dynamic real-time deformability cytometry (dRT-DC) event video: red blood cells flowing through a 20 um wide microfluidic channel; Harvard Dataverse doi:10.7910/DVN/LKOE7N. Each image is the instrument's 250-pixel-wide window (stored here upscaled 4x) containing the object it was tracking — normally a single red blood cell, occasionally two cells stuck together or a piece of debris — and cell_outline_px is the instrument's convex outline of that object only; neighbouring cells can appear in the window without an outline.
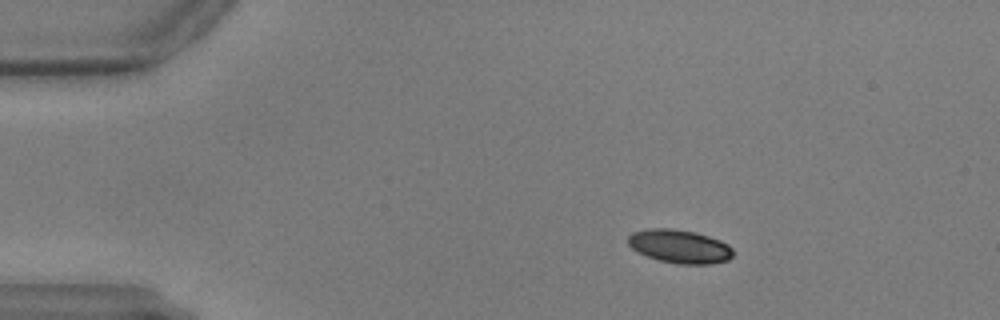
{"species": "common noctule bat (a hibernating species)", "species_latin": "Nyctalus noctula", "temperature_condition": "warm", "stored_images_in_passage": 50, "camera_frame_rate_fps": 3000, "um_per_image_px": 0.085, "animal": {"sex": "male", "body_mass_g": 17.9, "forearm_length_mm": 54.2}, "frame": {"image": 1, "passage_image": 1, "time_ms": 0.0, "image_size_px": [1000, 320], "cell_outline_px": [[732, 256], [728, 260], [708, 264], [680, 264], [660, 260], [648, 256], [632, 248], [628, 244], [628, 236], [632, 232], [648, 228], [672, 228], [696, 232], [720, 240], [728, 244], [732, 248]], "centroid_in_image_um": [57.77, 20.93], "position_along_channel_um": 27.2, "area_um2": 20.4}}
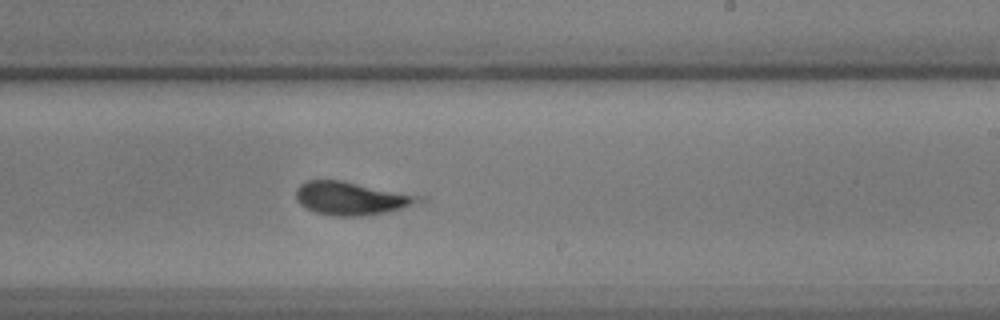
{"frame": {"image": 2, "passage_image": 27, "time_ms": 8.667, "image_size_px": [1000, 320], "cell_outline_px": [[428, 200], [388, 212], [364, 216], [336, 216], [316, 212], [300, 204], [296, 200], [296, 188], [300, 184], [308, 180], [344, 180], [428, 196]], "centroid_in_image_um": [29.97, 16.84], "position_along_channel_um": 259.0, "area_um2": 24.33}}
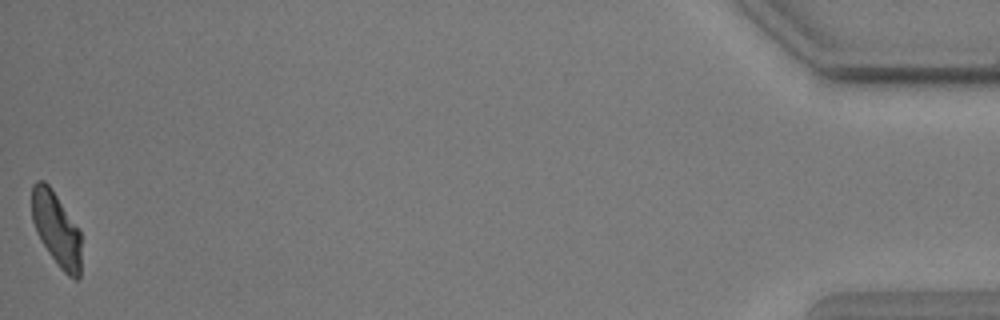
{"frame": {"image": 3, "passage_image": 50, "time_ms": 16.333, "image_size_px": [1000, 320], "cell_outline_px": [[80, 276], [76, 280], [68, 276], [60, 268], [48, 252], [40, 240], [36, 232], [32, 220], [32, 184], [36, 180], [44, 180], [52, 188], [80, 232]], "centroid_in_image_um": [4.77, 19.45], "position_along_channel_um": 430.4, "area_um2": 21.15}}